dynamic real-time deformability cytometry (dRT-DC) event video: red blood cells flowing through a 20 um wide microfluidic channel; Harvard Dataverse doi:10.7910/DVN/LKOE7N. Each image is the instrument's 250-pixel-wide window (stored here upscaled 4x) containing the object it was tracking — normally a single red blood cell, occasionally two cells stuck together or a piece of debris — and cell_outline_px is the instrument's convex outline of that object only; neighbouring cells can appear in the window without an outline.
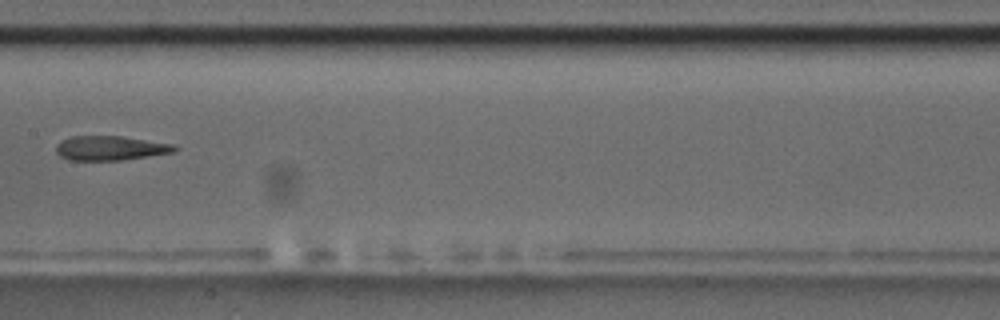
{"species": "common noctule bat (a hibernating species)", "species_latin": "Nyctalus noctula", "temperature_condition": "room temperature", "stored_images_in_passage": 9, "camera_frame_rate_fps": 3000, "um_per_image_px": 0.085, "animal": {"sex": "male", "body_mass_g": 17.5, "forearm_length_mm": 52.3}, "frame": {"image": 1, "passage_image": 8, "time_ms": 8.0, "image_size_px": [1000, 320], "cell_outline_px": [[180, 148], [172, 152], [124, 160], [68, 160], [60, 156], [56, 152], [56, 144], [60, 140], [72, 136], [120, 136], [172, 144]], "centroid_in_image_um": [9.33, 12.59], "position_along_channel_um": 198.1, "area_um2": 16.82}}
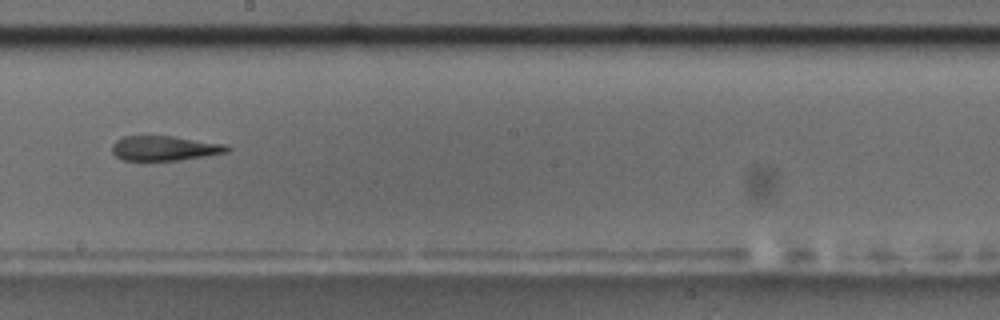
{"frame": {"image": 2, "passage_image": 9, "time_ms": 9.0, "image_size_px": [1000, 320], "cell_outline_px": [[232, 148], [228, 152], [180, 160], [120, 160], [112, 152], [112, 144], [116, 140], [124, 136], [172, 136], [224, 144]], "centroid_in_image_um": [13.96, 12.6], "position_along_channel_um": 234.2, "area_um2": 16.53}}